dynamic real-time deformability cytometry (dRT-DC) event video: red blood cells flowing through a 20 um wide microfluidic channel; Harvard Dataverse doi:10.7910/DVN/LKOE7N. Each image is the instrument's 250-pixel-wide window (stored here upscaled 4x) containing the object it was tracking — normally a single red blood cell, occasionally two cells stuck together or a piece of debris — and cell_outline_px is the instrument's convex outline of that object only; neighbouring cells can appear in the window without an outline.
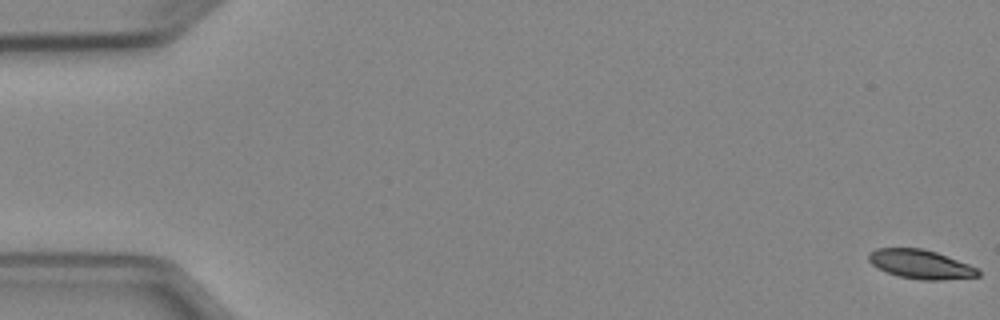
{"species": "Egyptian fruit bat (a non-hibernating species)", "species_latin": "Rousettus aegyptiacus", "temperature_condition": "cold", "stored_images_in_passage": 6, "camera_frame_rate_fps": 3000, "um_per_image_px": 0.085, "animal": {"sex": "female"}, "frame": {"image": 1, "passage_image": 1, "time_ms": 0.0, "image_size_px": [1000, 320], "cell_outline_px": [[980, 276], [944, 280], [920, 280], [900, 276], [888, 272], [872, 264], [868, 260], [868, 252], [876, 248], [920, 248], [936, 252], [968, 264], [976, 268], [980, 272]], "centroid_in_image_um": [78.25, 22.46], "position_along_channel_um": 6.8, "area_um2": 18.32}}
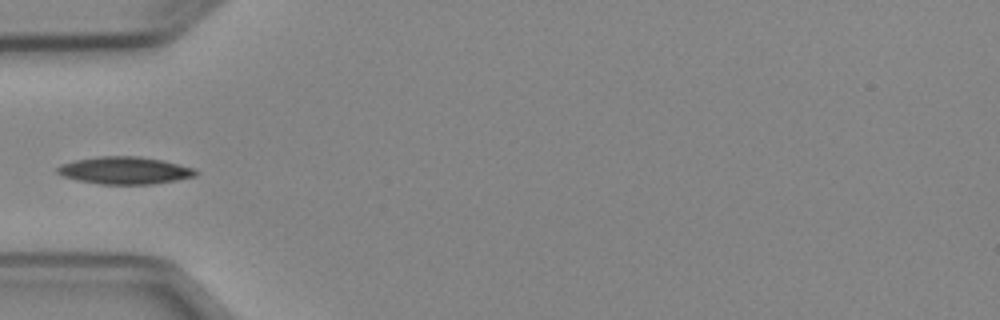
{"frame": {"image": 2, "passage_image": 5, "time_ms": 5.667, "image_size_px": [1000, 320], "cell_outline_px": [[200, 172], [196, 176], [176, 180], [152, 184], [100, 184], [76, 180], [64, 176], [56, 172], [56, 168], [60, 164], [72, 160], [100, 156], [140, 156], [164, 160], [196, 168]], "centroid_in_image_um": [10.62, 14.48], "position_along_channel_um": 74.4, "area_um2": 22.37}}
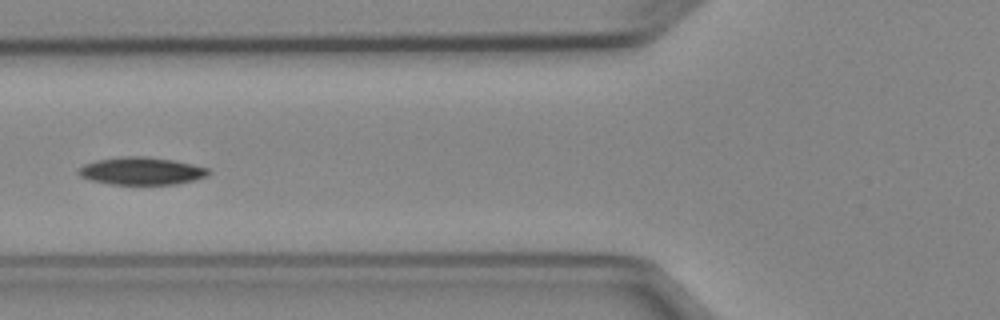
{"frame": {"image": 3, "passage_image": 6, "time_ms": 6.667, "image_size_px": [1000, 320], "cell_outline_px": [[212, 172], [208, 176], [196, 180], [176, 184], [112, 184], [92, 180], [80, 176], [76, 172], [76, 168], [84, 164], [96, 160], [124, 156], [144, 156], [172, 160], [192, 164], [208, 168]], "centroid_in_image_um": [12.03, 14.53], "position_along_channel_um": 113.8, "area_um2": 20.98}}